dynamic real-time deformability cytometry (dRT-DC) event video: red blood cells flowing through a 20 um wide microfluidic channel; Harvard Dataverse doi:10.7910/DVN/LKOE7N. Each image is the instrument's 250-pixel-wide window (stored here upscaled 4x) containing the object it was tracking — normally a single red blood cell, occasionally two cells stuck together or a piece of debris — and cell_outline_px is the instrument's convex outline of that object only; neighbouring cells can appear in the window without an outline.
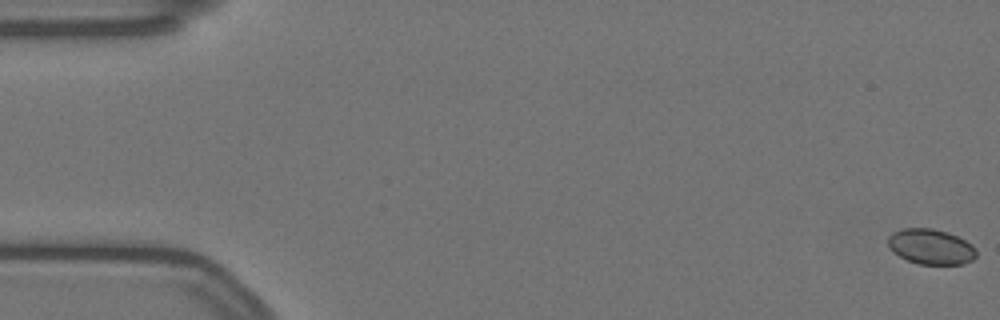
{"species": "Egyptian fruit bat (a non-hibernating species)", "species_latin": "Rousettus aegyptiacus", "temperature_condition": "warm", "stored_images_in_passage": 42, "camera_frame_rate_fps": 3000, "um_per_image_px": 0.085, "animal": {"sex": "female"}, "frame": {"image": 1, "passage_image": 1, "time_ms": 0.0, "image_size_px": [1000, 320], "cell_outline_px": [[976, 256], [972, 260], [964, 264], [920, 264], [908, 260], [892, 252], [888, 248], [888, 236], [892, 232], [904, 228], [932, 228], [948, 232], [972, 244], [976, 252]], "centroid_in_image_um": [79.1, 20.96], "position_along_channel_um": 5.9, "area_um2": 18.21}}
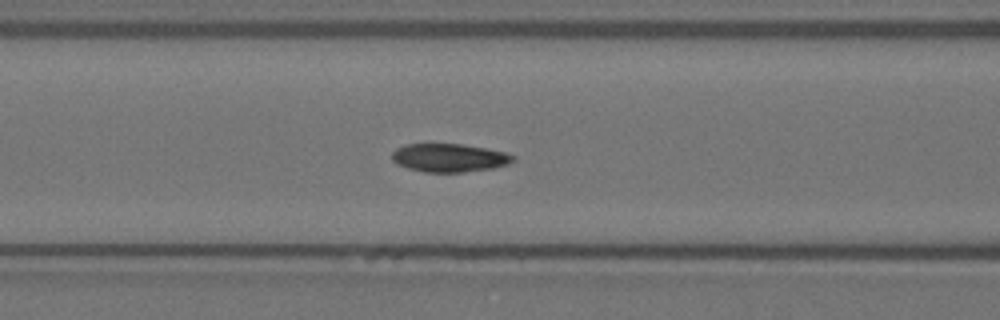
{"frame": {"image": 2, "passage_image": 24, "time_ms": 7.667, "image_size_px": [1000, 320], "cell_outline_px": [[516, 160], [508, 164], [492, 168], [464, 172], [424, 172], [408, 168], [396, 164], [392, 160], [392, 152], [396, 148], [404, 144], [460, 144], [508, 152], [516, 156]], "centroid_in_image_um": [38.2, 13.41], "position_along_channel_um": 128.4, "area_um2": 20.11}}
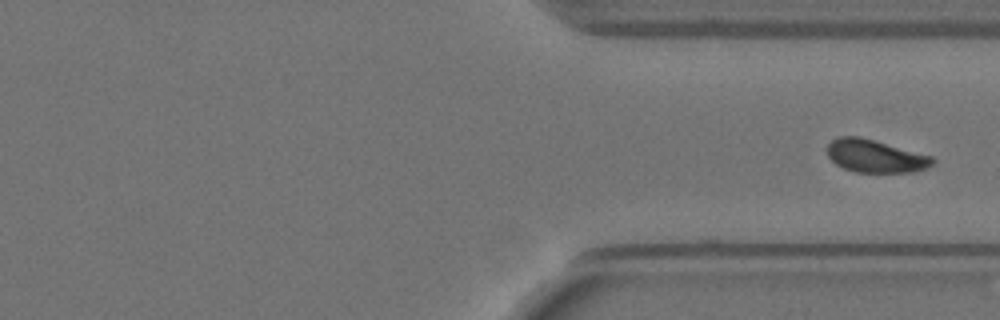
{"frame": {"image": 3, "passage_image": 42, "time_ms": 13.667, "image_size_px": [1000, 320], "cell_outline_px": [[936, 160], [928, 168], [912, 172], [856, 172], [844, 168], [836, 164], [828, 156], [828, 144], [836, 136], [860, 136], [932, 156]], "centroid_in_image_um": [74.4, 13.26], "position_along_channel_um": 337.0, "area_um2": 20.11}}